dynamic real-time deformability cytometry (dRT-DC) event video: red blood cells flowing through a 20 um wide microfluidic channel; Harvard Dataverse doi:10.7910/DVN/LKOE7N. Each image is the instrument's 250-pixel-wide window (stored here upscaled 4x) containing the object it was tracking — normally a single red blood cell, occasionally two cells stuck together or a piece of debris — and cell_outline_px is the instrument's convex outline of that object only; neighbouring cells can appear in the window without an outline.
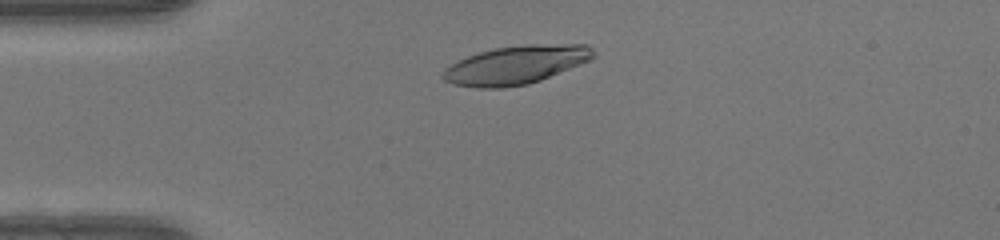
{"species": "human", "species_latin": "Homo sapiens", "temperature_condition": "warm", "stored_images_in_passage": 31, "camera_frame_rate_fps": 3000, "um_per_image_px": 0.085, "donor": {"sex": "female"}, "frame": {"image": 1, "passage_image": 1, "time_ms": 0.0, "image_size_px": [1000, 240], "cell_outline_px": [[596, 56], [592, 60], [540, 80], [528, 84], [504, 88], [480, 88], [456, 84], [444, 80], [440, 76], [444, 68], [468, 56], [480, 52], [496, 48], [524, 44], [588, 44], [592, 48]], "centroid_in_image_um": [43.9, 5.51], "position_along_channel_um": 41.1, "area_um2": 33.76}}
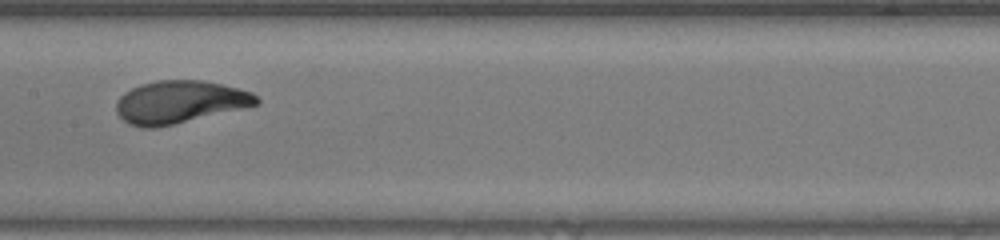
{"frame": {"image": 2, "passage_image": 14, "time_ms": 4.333, "image_size_px": [1000, 240], "cell_outline_px": [[260, 104], [172, 124], [152, 128], [144, 128], [128, 124], [116, 112], [116, 100], [124, 92], [140, 84], [156, 80], [204, 80], [224, 84], [252, 92], [260, 100]], "centroid_in_image_um": [15.26, 8.65], "position_along_channel_um": 192.1, "area_um2": 34.74}}
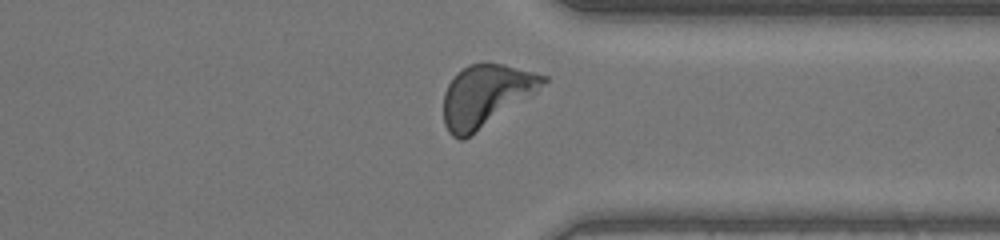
{"frame": {"image": 3, "passage_image": 27, "time_ms": 8.667, "image_size_px": [1000, 240], "cell_outline_px": [[548, 80], [532, 96], [464, 140], [460, 140], [452, 136], [448, 132], [444, 124], [444, 92], [448, 84], [468, 64], [484, 60], [488, 60], [504, 64], [548, 76]], "centroid_in_image_um": [41.31, 8.11], "position_along_channel_um": 370.1, "area_um2": 36.18}, "authors_computed_cell_mechanics": {"area_um2": 34.1598, "velocity_mm_per_s": 4.1363, "shape_relaxation_time_tau1_ms": 2.2121, "shape_relaxation_time_tau2_ms": 0.7614, "deformation_change_tau1": 0.1526, "deformation_change_tau2": 0.0515}}